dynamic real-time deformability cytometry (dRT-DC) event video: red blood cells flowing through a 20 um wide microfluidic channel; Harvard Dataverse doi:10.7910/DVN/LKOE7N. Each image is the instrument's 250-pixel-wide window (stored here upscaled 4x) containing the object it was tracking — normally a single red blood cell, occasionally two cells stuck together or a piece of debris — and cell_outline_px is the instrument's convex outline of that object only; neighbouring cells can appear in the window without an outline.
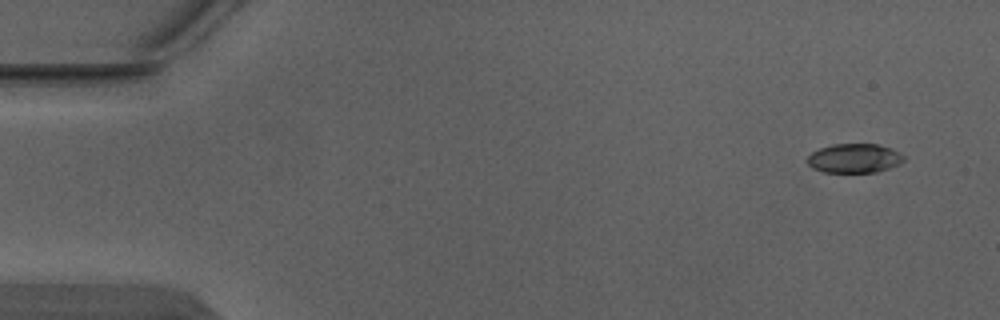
{"species": "Egyptian fruit bat (a non-hibernating species)", "species_latin": "Rousettus aegyptiacus", "temperature_condition": "warm", "stored_images_in_passage": 4, "camera_frame_rate_fps": 3000, "um_per_image_px": 0.085, "animal": {"sex": "male"}, "frame": {"image": 1, "passage_image": 1, "time_ms": 0.0, "image_size_px": [1000, 320], "cell_outline_px": [[904, 160], [900, 164], [876, 172], [824, 172], [812, 168], [808, 164], [808, 156], [812, 152], [820, 148], [832, 144], [876, 144], [888, 148], [904, 156]], "centroid_in_image_um": [72.58, 13.46], "position_along_channel_um": 12.4, "area_um2": 16.18}}
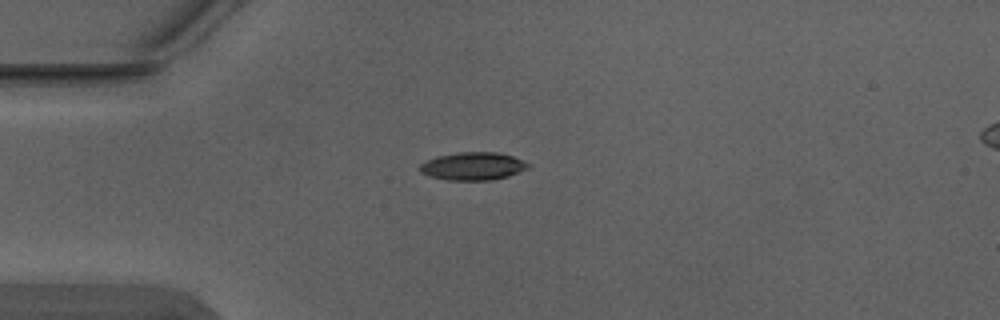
{"frame": {"image": 2, "passage_image": 3, "time_ms": 0.667, "image_size_px": [1000, 320], "cell_outline_px": [[528, 168], [508, 176], [492, 180], [448, 180], [432, 176], [420, 172], [420, 164], [436, 156], [456, 152], [496, 152], [512, 156], [528, 164]], "centroid_in_image_um": [40.17, 14.12], "position_along_channel_um": 44.8, "area_um2": 17.34}}